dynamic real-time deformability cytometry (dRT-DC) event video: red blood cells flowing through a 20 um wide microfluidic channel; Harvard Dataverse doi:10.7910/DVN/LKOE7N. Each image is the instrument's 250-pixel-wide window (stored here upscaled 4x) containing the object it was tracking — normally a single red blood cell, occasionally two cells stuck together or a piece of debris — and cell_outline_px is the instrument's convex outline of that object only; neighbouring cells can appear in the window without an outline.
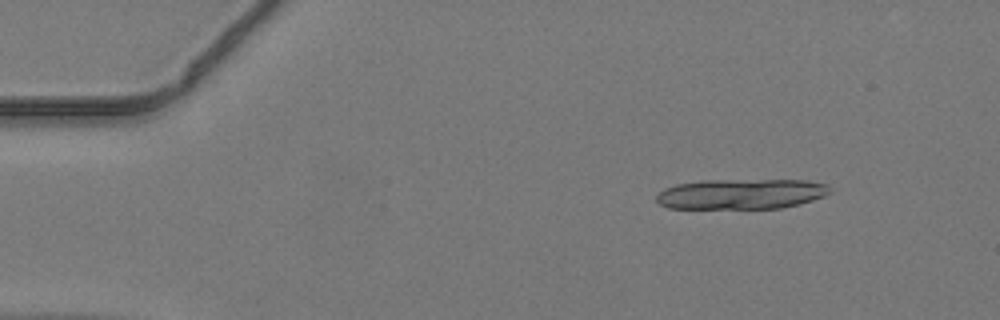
{"species": "common noctule bat (a hibernating species)", "species_latin": "Nyctalus noctula", "temperature_condition": "warm", "stored_images_in_passage": 11, "camera_frame_rate_fps": 3000, "um_per_image_px": 0.085, "animal": {"sex": "male", "body_mass_g": 19.2, "forearm_length_mm": 51.8}, "frame": {"image": 1, "passage_image": 1, "time_ms": 0.0, "image_size_px": [1000, 320], "cell_outline_px": [[832, 192], [824, 196], [800, 204], [780, 208], [668, 208], [660, 204], [656, 200], [656, 196], [664, 188], [676, 184], [700, 180], [808, 180], [828, 184], [832, 188]], "centroid_in_image_um": [63.04, 16.48], "position_along_channel_um": 22.0, "area_um2": 30.81}}